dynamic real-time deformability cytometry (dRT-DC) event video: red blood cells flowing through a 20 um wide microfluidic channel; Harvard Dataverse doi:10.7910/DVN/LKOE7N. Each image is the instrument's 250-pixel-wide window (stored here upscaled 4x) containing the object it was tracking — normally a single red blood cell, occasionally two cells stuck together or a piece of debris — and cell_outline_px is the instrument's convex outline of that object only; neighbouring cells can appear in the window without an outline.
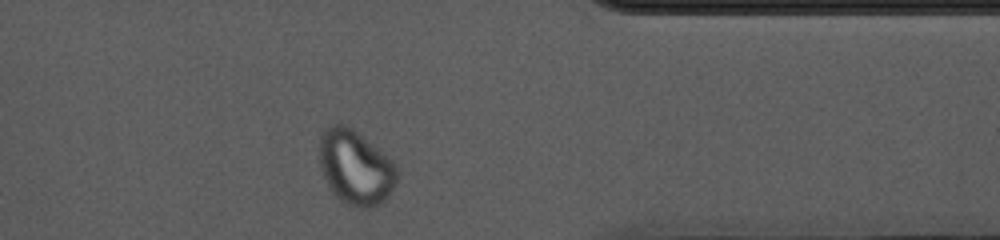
{"species": "common noctule bat (a hibernating species)", "species_latin": "Nyctalus noctula", "temperature_condition": "cold", "stored_images_in_passage": 47, "camera_frame_rate_fps": 3000, "um_per_image_px": 0.085, "animal": {"sex": "female", "body_mass_g": 10.0, "forearm_length_mm": 53.1}, "frame": {"image": 1, "passage_image": 40, "time_ms": 13.0, "image_size_px": [1000, 240], "cell_outline_px": [[396, 180], [392, 188], [384, 200], [380, 204], [372, 208], [360, 208], [344, 204], [332, 192], [320, 168], [320, 132], [328, 124], [348, 124], [388, 156], [396, 164]], "centroid_in_image_um": [30.19, 14.2], "position_along_channel_um": 381.2, "area_um2": 33.87}}